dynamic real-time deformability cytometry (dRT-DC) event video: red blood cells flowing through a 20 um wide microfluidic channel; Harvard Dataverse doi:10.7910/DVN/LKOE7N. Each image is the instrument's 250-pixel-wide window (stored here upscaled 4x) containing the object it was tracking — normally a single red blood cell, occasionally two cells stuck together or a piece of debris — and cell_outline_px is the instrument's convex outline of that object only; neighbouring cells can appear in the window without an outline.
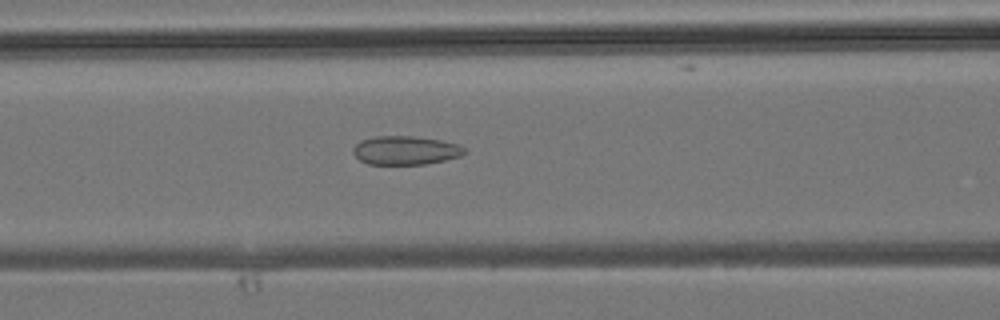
{"species": "common noctule bat (a hibernating species)", "species_latin": "Nyctalus noctula", "temperature_condition": "room temperature", "stored_images_in_passage": 35, "camera_frame_rate_fps": 3000, "um_per_image_px": 0.085, "animal": {"sex": "male", "body_mass_g": 19.2, "forearm_length_mm": 51.8}, "frame": {"image": 1, "passage_image": 10, "time_ms": 3.0, "image_size_px": [1000, 320], "cell_outline_px": [[468, 152], [460, 156], [444, 160], [424, 164], [368, 164], [360, 160], [352, 152], [352, 148], [360, 140], [376, 136], [412, 136], [440, 140], [456, 144], [464, 148]], "centroid_in_image_um": [34.44, 12.78], "position_along_channel_um": 132.2, "area_um2": 18.55}}
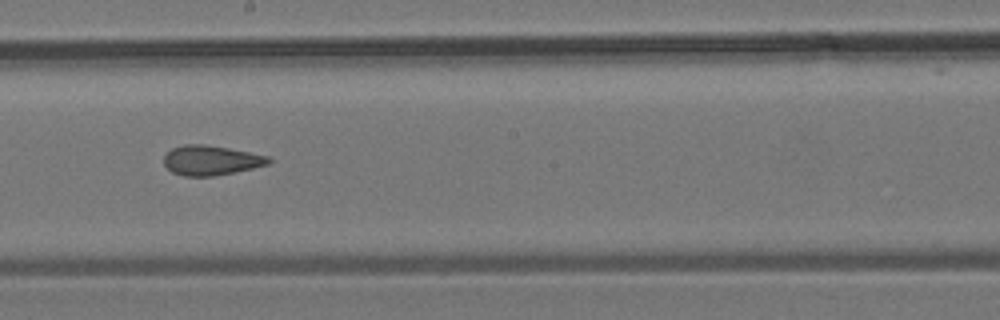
{"frame": {"image": 2, "passage_image": 16, "time_ms": 5.0, "image_size_px": [1000, 320], "cell_outline_px": [[272, 160], [268, 164], [236, 172], [216, 176], [184, 176], [172, 172], [164, 164], [164, 156], [172, 148], [184, 144], [204, 144], [228, 148], [268, 156]], "centroid_in_image_um": [17.92, 13.63], "position_along_channel_um": 230.3, "area_um2": 18.09}}
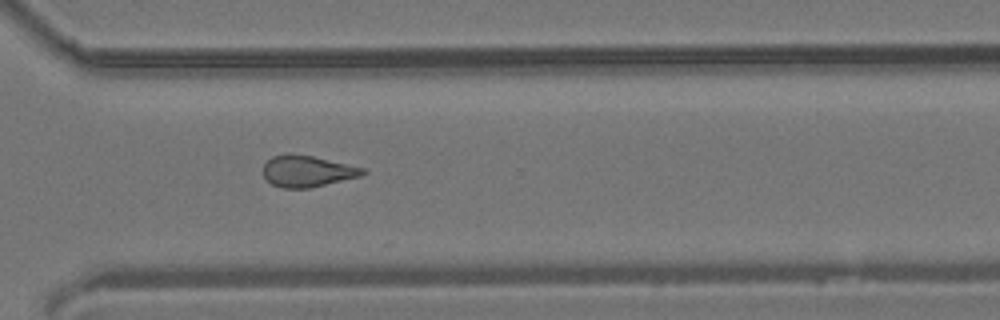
{"frame": {"image": 3, "passage_image": 23, "time_ms": 7.333, "image_size_px": [1000, 320], "cell_outline_px": [[368, 172], [360, 176], [312, 188], [284, 188], [272, 184], [264, 176], [264, 164], [272, 156], [288, 152], [312, 156], [364, 168]], "centroid_in_image_um": [26.11, 14.54], "position_along_channel_um": 344.5, "area_um2": 18.21}}